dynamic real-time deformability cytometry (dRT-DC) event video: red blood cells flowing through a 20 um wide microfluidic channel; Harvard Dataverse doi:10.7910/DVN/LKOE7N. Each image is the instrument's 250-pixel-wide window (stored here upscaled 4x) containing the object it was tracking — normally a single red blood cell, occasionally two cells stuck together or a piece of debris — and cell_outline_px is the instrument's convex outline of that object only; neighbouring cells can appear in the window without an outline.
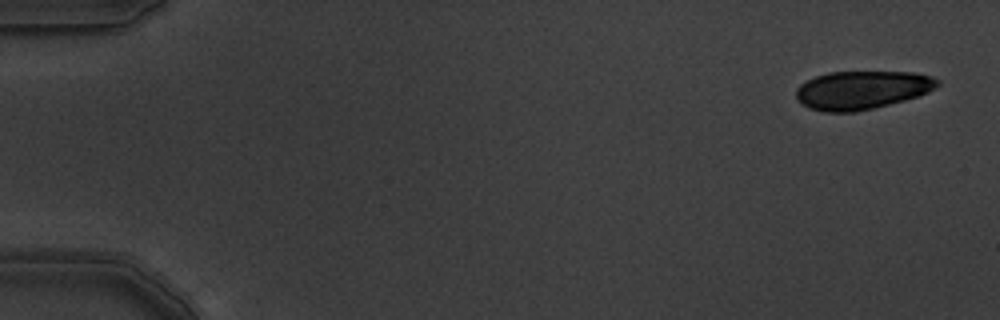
{"species": "common noctule bat (a hibernating species)", "species_latin": "Nyctalus noctula", "temperature_condition": "warm", "stored_images_in_passage": 5, "camera_frame_rate_fps": 3000, "um_per_image_px": 0.085, "animal": {"sex": "male", "body_mass_g": 19.5, "forearm_length_mm": 54.6}, "frame": {"image": 1, "passage_image": 1, "time_ms": 0.0, "image_size_px": [1000, 320], "cell_outline_px": [[940, 84], [928, 92], [904, 100], [856, 112], [824, 112], [808, 108], [796, 96], [796, 88], [800, 84], [816, 76], [828, 72], [916, 72], [932, 76], [940, 80]], "centroid_in_image_um": [73.27, 7.64], "position_along_channel_um": 11.7, "area_um2": 31.5}}